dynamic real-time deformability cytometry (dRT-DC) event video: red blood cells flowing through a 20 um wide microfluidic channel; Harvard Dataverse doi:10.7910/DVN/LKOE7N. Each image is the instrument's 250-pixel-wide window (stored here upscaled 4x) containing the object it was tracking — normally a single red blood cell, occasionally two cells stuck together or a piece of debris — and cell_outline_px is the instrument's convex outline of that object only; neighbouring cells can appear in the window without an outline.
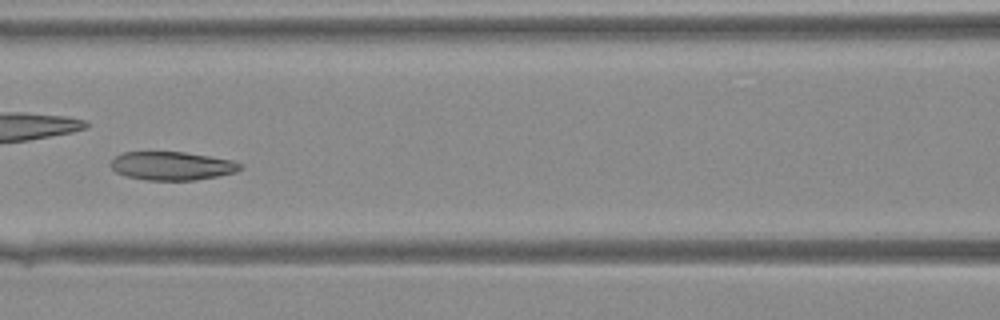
{"species": "Egyptian fruit bat (a non-hibernating species)", "species_latin": "Rousettus aegyptiacus", "temperature_condition": "warm", "stored_images_in_passage": 33, "camera_frame_rate_fps": 3000, "um_per_image_px": 0.085, "animal": {"sex": "female"}, "frame": {"image": 1, "passage_image": 10, "time_ms": 3.0, "image_size_px": [1000, 320], "cell_outline_px": [[244, 168], [236, 172], [196, 180], [144, 180], [124, 176], [116, 172], [108, 164], [116, 156], [124, 152], [184, 152], [232, 160], [244, 164]], "centroid_in_image_um": [14.62, 14.1], "position_along_channel_um": 152.0, "area_um2": 21.62}}
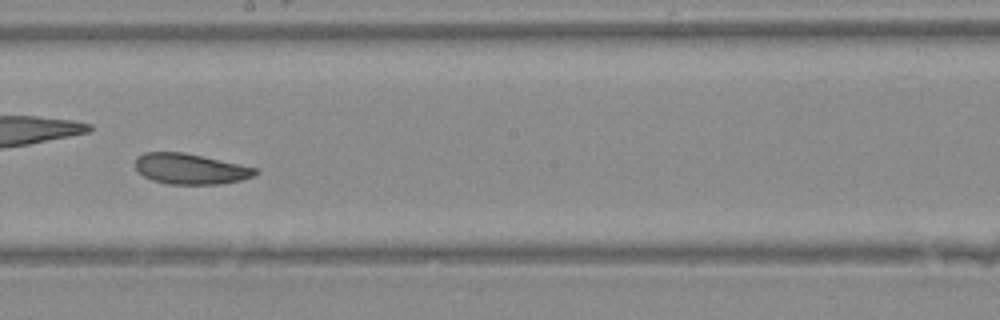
{"frame": {"image": 2, "passage_image": 15, "time_ms": 4.667, "image_size_px": [1000, 320], "cell_outline_px": [[260, 172], [252, 176], [240, 180], [220, 184], [168, 184], [152, 180], [144, 176], [136, 168], [136, 156], [144, 152], [184, 152], [256, 168]], "centroid_in_image_um": [16.16, 14.35], "position_along_channel_um": 232.0, "area_um2": 21.21}}